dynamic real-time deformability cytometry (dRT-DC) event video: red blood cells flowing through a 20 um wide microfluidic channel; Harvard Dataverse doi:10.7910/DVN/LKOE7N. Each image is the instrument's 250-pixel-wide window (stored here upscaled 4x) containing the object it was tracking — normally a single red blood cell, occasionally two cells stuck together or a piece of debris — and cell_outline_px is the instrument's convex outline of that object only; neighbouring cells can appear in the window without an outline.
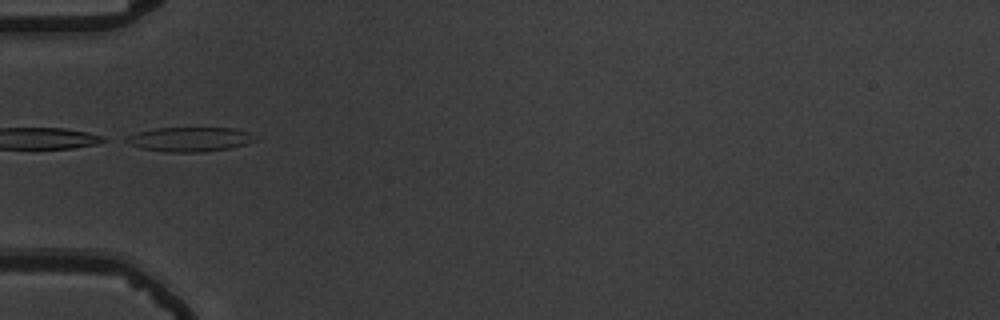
{"species": "common noctule bat (a hibernating species)", "species_latin": "Nyctalus noctula", "temperature_condition": "warm", "stored_images_in_passage": 36, "camera_frame_rate_fps": 3000, "um_per_image_px": 0.085, "animal": {"sex": "male", "body_mass_g": 19.5, "forearm_length_mm": 54.6}, "frame": {"image": 1, "passage_image": 1, "time_ms": 0.0, "image_size_px": [1000, 320], "cell_outline_px": [[256, 140], [248, 144], [232, 148], [200, 152], [164, 152], [140, 148], [128, 144], [120, 140], [124, 136], [136, 132], [156, 128], [236, 128], [248, 132], [256, 136]], "centroid_in_image_um": [16.07, 11.84], "position_along_channel_um": 68.9, "area_um2": 18.79}}
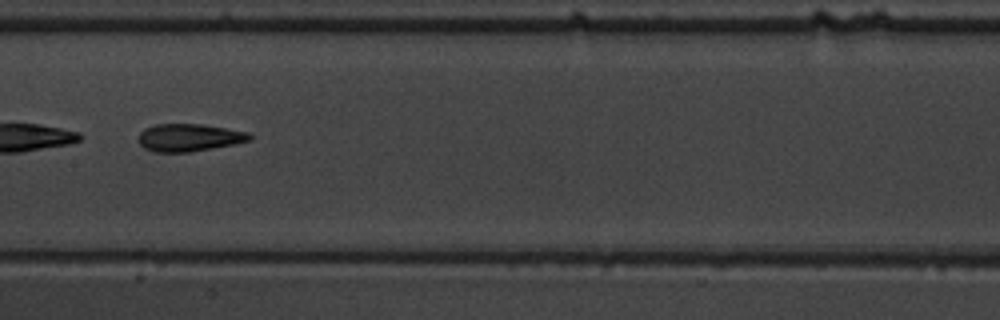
{"frame": {"image": 2, "passage_image": 11, "time_ms": 3.333, "image_size_px": [1000, 320], "cell_outline_px": [[252, 140], [236, 144], [188, 152], [152, 152], [144, 148], [140, 144], [140, 132], [144, 128], [156, 124], [204, 124], [248, 132], [252, 136]], "centroid_in_image_um": [16.09, 11.69], "position_along_channel_um": 191.3, "area_um2": 17.92}}
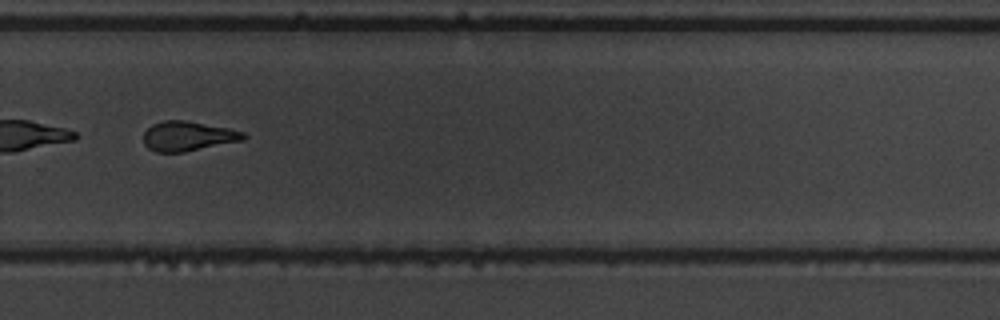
{"frame": {"image": 3, "passage_image": 21, "time_ms": 6.667, "image_size_px": [1000, 320], "cell_outline_px": [[248, 136], [244, 140], [184, 152], [156, 152], [148, 148], [144, 144], [144, 132], [152, 124], [164, 120], [184, 120], [228, 128], [244, 132]], "centroid_in_image_um": [15.98, 11.57], "position_along_channel_um": 313.8, "area_um2": 17.28}, "authors_computed_cell_mechanics": {"area_um2": 18.0336, "velocity_mm_per_s": 3.6946, "shape_relaxation_time_tau1_ms": 7.5287, "shape_relaxation_time_tau2_ms": 2.5043, "deformation_change_tau1": 0.2089, "deformation_change_tau2": 0.1123}}